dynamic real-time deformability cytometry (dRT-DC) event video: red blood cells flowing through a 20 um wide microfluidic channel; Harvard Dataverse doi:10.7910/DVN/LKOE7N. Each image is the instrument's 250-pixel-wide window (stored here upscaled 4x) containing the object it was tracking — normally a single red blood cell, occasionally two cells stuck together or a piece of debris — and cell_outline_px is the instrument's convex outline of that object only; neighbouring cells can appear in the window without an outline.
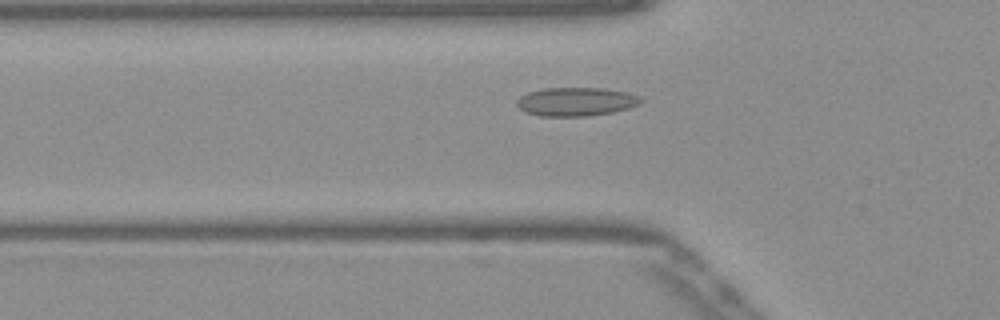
{"species": "Egyptian fruit bat (a non-hibernating species)", "species_latin": "Rousettus aegyptiacus", "temperature_condition": "warm", "stored_images_in_passage": 45, "camera_frame_rate_fps": 3000, "um_per_image_px": 0.085, "frame": {"image": 1, "passage_image": 10, "time_ms": 3.0, "image_size_px": [1000, 320], "cell_outline_px": [[644, 100], [640, 104], [628, 108], [612, 112], [588, 116], [540, 116], [528, 112], [520, 108], [516, 104], [516, 100], [520, 96], [528, 92], [544, 88], [604, 88], [628, 92], [640, 96]], "centroid_in_image_um": [48.99, 8.63], "position_along_channel_um": 76.8, "area_um2": 20.75}}
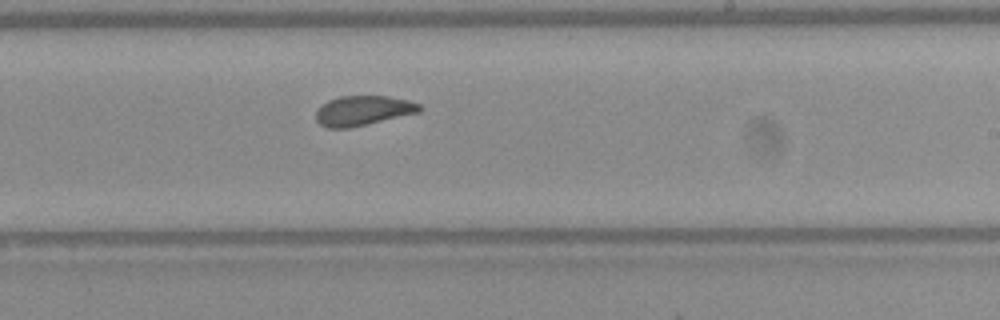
{"frame": {"image": 2, "passage_image": 24, "time_ms": 7.667, "image_size_px": [1000, 320], "cell_outline_px": [[424, 108], [420, 112], [368, 124], [348, 128], [328, 128], [320, 124], [316, 120], [316, 112], [328, 100], [340, 96], [388, 96], [408, 100], [420, 104]], "centroid_in_image_um": [30.89, 9.4], "position_along_channel_um": 258.1, "area_um2": 17.98}}
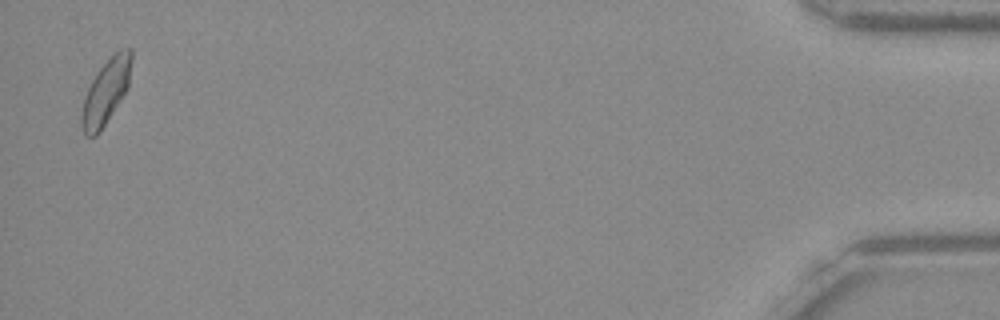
{"frame": {"image": 3, "passage_image": 44, "time_ms": 14.333, "image_size_px": [1000, 320], "cell_outline_px": [[132, 60], [128, 88], [100, 132], [96, 136], [84, 136], [80, 124], [80, 120], [84, 96], [96, 72], [120, 48], [132, 48]], "centroid_in_image_um": [8.99, 7.82], "position_along_channel_um": 426.2, "area_um2": 18.84}, "authors_computed_cell_mechanics": {"area_um2": 18.4382, "velocity_mm_per_s": 3.8653, "shape_relaxation_time_tau1_ms": 10.0485, "shape_relaxation_time_tau2_ms": 1.0809, "deformation_change_tau1": 0.1714, "deformation_change_tau2": 0.0547}}